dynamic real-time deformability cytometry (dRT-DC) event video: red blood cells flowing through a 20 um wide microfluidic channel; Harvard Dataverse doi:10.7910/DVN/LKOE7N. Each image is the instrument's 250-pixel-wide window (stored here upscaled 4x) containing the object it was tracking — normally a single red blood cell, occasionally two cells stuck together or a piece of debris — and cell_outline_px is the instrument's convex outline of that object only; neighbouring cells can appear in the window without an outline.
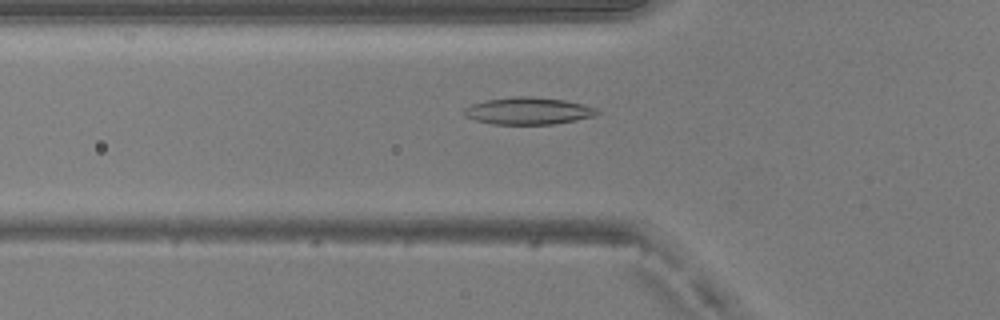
{"species": "common noctule bat (a hibernating species)", "species_latin": "Nyctalus noctula", "temperature_condition": "warm", "stored_images_in_passage": 49, "camera_frame_rate_fps": 3000, "um_per_image_px": 0.085, "animal": {"sex": "male", "body_mass_g": 20.5, "forearm_length_mm": 52.5}, "frame": {"image": 1, "passage_image": 17, "time_ms": 5.333, "image_size_px": [1000, 320], "cell_outline_px": [[600, 112], [592, 116], [576, 120], [552, 124], [492, 124], [476, 120], [464, 116], [464, 108], [472, 104], [488, 100], [520, 96], [528, 96], [564, 100], [584, 104], [596, 108]], "centroid_in_image_um": [44.9, 9.43], "position_along_channel_um": 80.9, "area_um2": 20.75}}
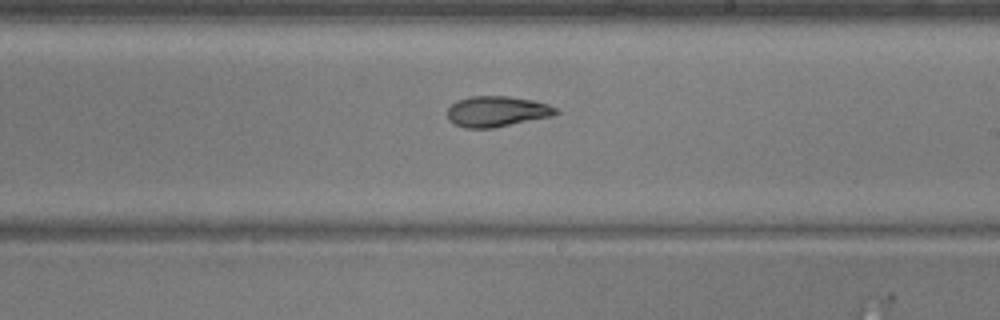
{"frame": {"image": 2, "passage_image": 29, "time_ms": 9.333, "image_size_px": [1000, 320], "cell_outline_px": [[560, 112], [552, 116], [492, 128], [464, 128], [448, 120], [448, 108], [456, 100], [468, 96], [508, 96], [532, 100], [548, 104], [556, 108]], "centroid_in_image_um": [42.22, 9.46], "position_along_channel_um": 246.8, "area_um2": 19.36}}
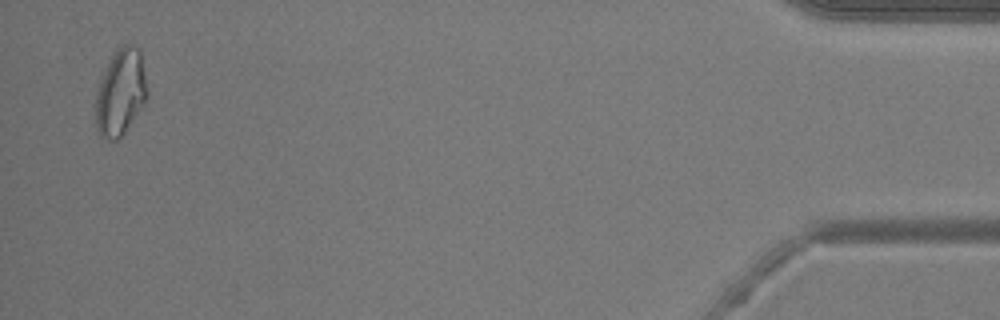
{"frame": {"image": 3, "passage_image": 48, "time_ms": 15.667, "image_size_px": [1000, 320], "cell_outline_px": [[148, 96], [144, 104], [124, 132], [116, 140], [108, 140], [100, 136], [96, 128], [96, 92], [100, 80], [112, 56], [128, 40], [140, 48], [148, 88]], "centroid_in_image_um": [10.27, 7.82], "position_along_channel_um": 424.9, "area_um2": 26.01}, "authors_computed_cell_mechanics": {"area_um2": 20.5768, "velocity_mm_per_s": 4.1144, "shape_relaxation_time_tau1_ms": 3.9403, "shape_relaxation_time_tau2_ms": 3.9565, "deformation_change_tau1": 0.157, "deformation_change_tau2": 0.1183}}